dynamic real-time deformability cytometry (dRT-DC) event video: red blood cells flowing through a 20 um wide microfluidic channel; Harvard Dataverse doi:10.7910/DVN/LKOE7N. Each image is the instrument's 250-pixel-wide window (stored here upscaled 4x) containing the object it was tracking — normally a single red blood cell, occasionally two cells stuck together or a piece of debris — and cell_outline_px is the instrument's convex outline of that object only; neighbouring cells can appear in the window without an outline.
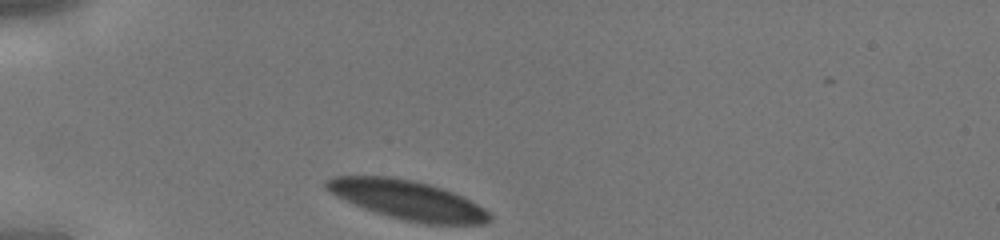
{"species": "human", "species_latin": "Homo sapiens", "temperature_condition": "cold", "stored_images_in_passage": 26, "camera_frame_rate_fps": 3000, "um_per_image_px": 0.085, "donor": {"sex": "male"}, "frame": {"image": 1, "passage_image": 1, "time_ms": 0.0, "image_size_px": [1000, 240], "cell_outline_px": [[492, 220], [484, 224], [428, 224], [404, 220], [388, 216], [364, 208], [336, 196], [328, 192], [324, 188], [324, 180], [332, 176], [388, 176], [412, 180], [428, 184], [452, 192], [484, 208], [492, 216]], "centroid_in_image_um": [34.6, 16.99], "position_along_channel_um": 50.4, "area_um2": 36.99}}
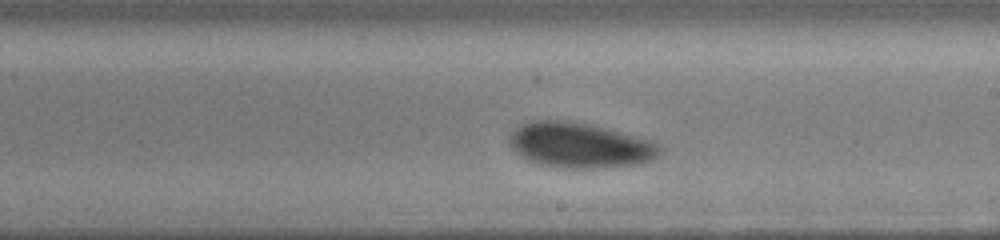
{"frame": {"image": 2, "passage_image": 15, "time_ms": 4.667, "image_size_px": [1000, 240], "cell_outline_px": [[660, 152], [652, 160], [636, 164], [596, 168], [560, 168], [540, 164], [520, 156], [508, 144], [508, 136], [520, 124], [532, 120], [564, 120], [592, 124], [648, 140], [656, 144], [660, 148]], "centroid_in_image_um": [49.2, 12.34], "position_along_channel_um": 239.8, "area_um2": 39.42}}
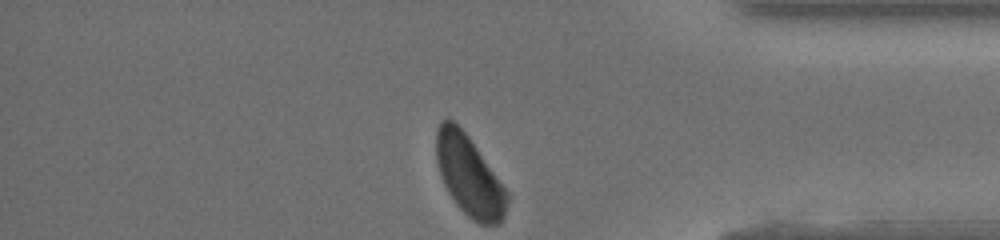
{"frame": {"image": 3, "passage_image": 26, "time_ms": 8.333, "image_size_px": [1000, 240], "cell_outline_px": [[508, 204], [504, 216], [500, 224], [480, 224], [472, 220], [456, 204], [448, 192], [440, 176], [436, 160], [436, 128], [440, 120], [452, 120], [468, 136], [508, 192]], "centroid_in_image_um": [39.87, 14.96], "position_along_channel_um": 395.3, "area_um2": 32.89}}